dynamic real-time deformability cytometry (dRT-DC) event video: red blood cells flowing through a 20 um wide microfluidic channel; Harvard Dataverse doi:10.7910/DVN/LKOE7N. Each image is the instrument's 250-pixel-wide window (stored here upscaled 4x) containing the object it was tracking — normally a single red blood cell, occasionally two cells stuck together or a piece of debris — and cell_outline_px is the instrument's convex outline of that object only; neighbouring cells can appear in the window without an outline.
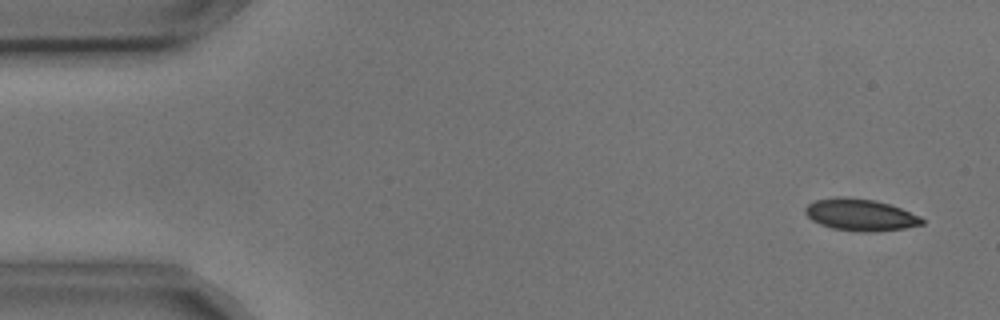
{"species": "common noctule bat (a hibernating species)", "species_latin": "Nyctalus noctula", "temperature_condition": "cold", "stored_images_in_passage": 10, "camera_frame_rate_fps": 3000, "um_per_image_px": 0.085, "animal": {"sex": "male", "body_mass_g": 17.9, "forearm_length_mm": 54.2}, "frame": {"image": 1, "passage_image": 1, "time_ms": 0.0, "image_size_px": [1000, 320], "cell_outline_px": [[924, 224], [904, 228], [860, 232], [832, 228], [820, 224], [812, 220], [804, 212], [804, 208], [808, 204], [816, 200], [836, 196], [840, 196], [876, 200], [900, 208], [920, 216], [924, 220]], "centroid_in_image_um": [73.1, 18.25], "position_along_channel_um": 11.9, "area_um2": 21.5}}
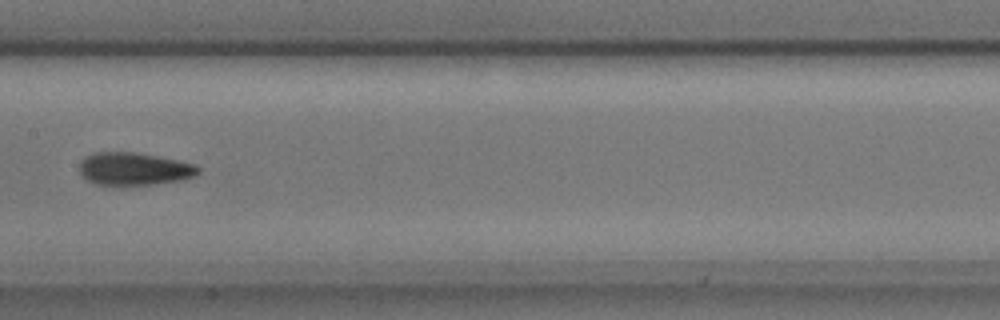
{"frame": {"image": 2, "passage_image": 7, "time_ms": 2.0, "image_size_px": [1000, 320], "cell_outline_px": [[200, 172], [196, 176], [184, 180], [120, 188], [96, 184], [88, 180], [80, 172], [80, 160], [92, 152], [132, 152], [156, 156], [196, 164], [200, 168]], "centroid_in_image_um": [11.39, 14.39], "position_along_channel_um": 196.0, "area_um2": 23.29}}
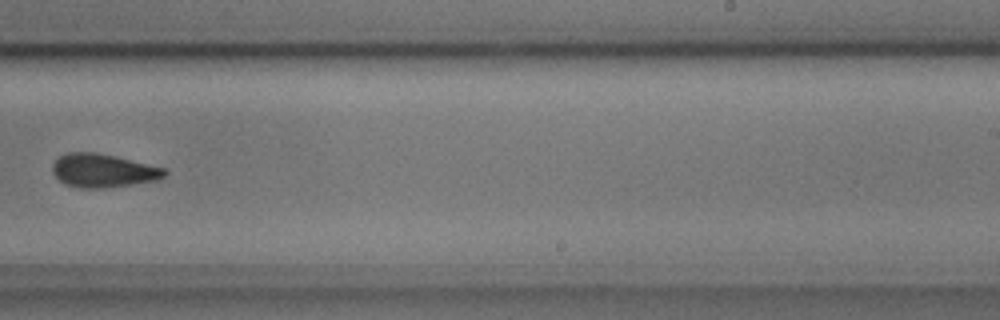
{"frame": {"image": 3, "passage_image": 9, "time_ms": 2.667, "image_size_px": [1000, 320], "cell_outline_px": [[168, 172], [160, 180], [104, 188], [80, 188], [64, 184], [52, 172], [52, 164], [60, 156], [68, 152], [96, 152], [116, 156], [164, 168]], "centroid_in_image_um": [8.76, 14.5], "position_along_channel_um": 280.2, "area_um2": 21.91}}